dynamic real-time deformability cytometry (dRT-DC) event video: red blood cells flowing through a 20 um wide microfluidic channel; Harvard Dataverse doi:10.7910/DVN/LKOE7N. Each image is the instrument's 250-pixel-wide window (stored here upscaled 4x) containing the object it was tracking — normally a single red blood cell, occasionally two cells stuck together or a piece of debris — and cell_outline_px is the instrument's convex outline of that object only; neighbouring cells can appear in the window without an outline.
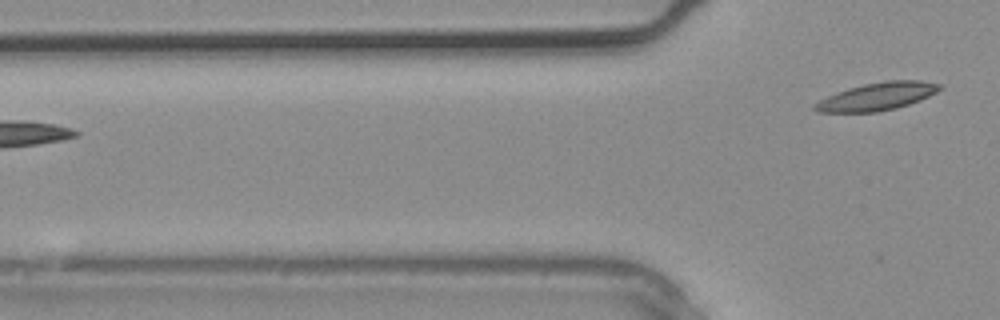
{"species": "common noctule bat (a hibernating species)", "species_latin": "Nyctalus noctula", "temperature_condition": "warm", "stored_images_in_passage": 4, "camera_frame_rate_fps": 3000, "um_per_image_px": 0.085, "animal": {"sex": "male", "body_mass_g": 20.4}, "frame": {"image": 1, "passage_image": 4, "time_ms": 1.0, "image_size_px": [1000, 320], "cell_outline_px": [[944, 88], [920, 100], [896, 108], [876, 112], [816, 112], [812, 108], [812, 104], [836, 92], [848, 88], [864, 84], [884, 80], [920, 80], [940, 84]], "centroid_in_image_um": [74.54, 8.19], "position_along_channel_um": 51.3, "area_um2": 20.23}}